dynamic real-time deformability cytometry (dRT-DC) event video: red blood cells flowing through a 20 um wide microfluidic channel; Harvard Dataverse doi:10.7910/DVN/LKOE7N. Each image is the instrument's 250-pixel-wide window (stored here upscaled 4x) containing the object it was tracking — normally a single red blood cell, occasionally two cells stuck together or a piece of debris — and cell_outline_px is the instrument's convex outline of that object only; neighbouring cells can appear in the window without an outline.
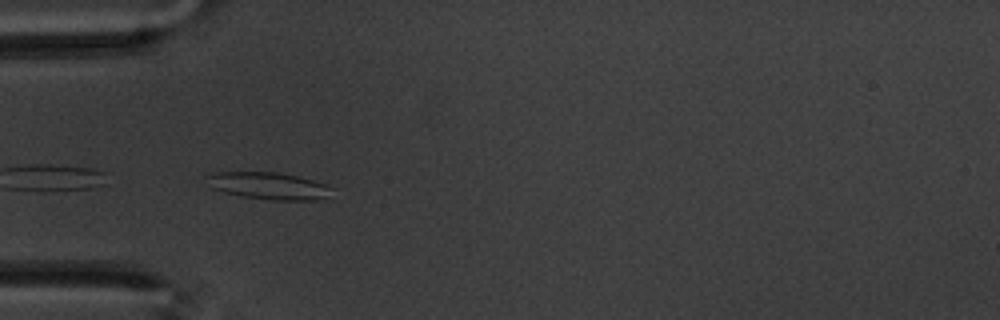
{"species": "common noctule bat (a hibernating species)", "species_latin": "Nyctalus noctula", "temperature_condition": "warm", "stored_images_in_passage": 6, "camera_frame_rate_fps": 3000, "um_per_image_px": 0.085, "animal": {"sex": "male", "body_mass_g": 20.1, "forearm_length_mm": 53.5}, "frame": {"image": 1, "passage_image": 1, "time_ms": 0.0, "image_size_px": [1000, 320], "cell_outline_px": [[336, 188], [328, 196], [320, 200], [272, 200], [244, 196], [224, 192], [212, 188], [204, 176], [212, 172], [276, 172], [296, 176], [312, 180]], "centroid_in_image_um": [22.85, 15.79], "position_along_channel_um": 62.2, "area_um2": 19.77}}
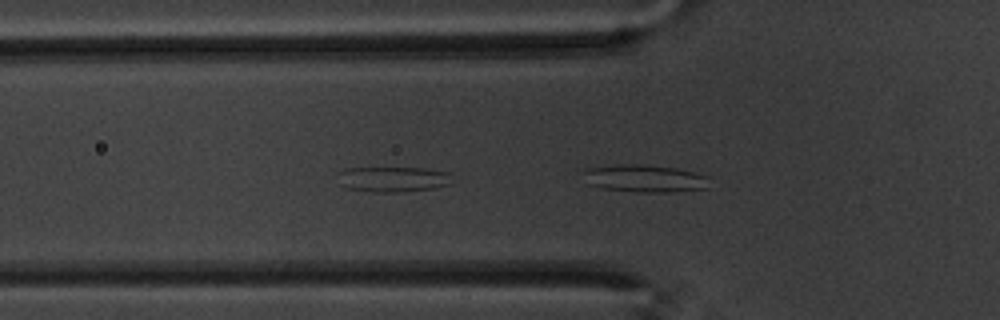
{"frame": {"image": 2, "passage_image": 2, "time_ms": 0.333, "image_size_px": [1000, 320], "cell_outline_px": [[448, 184], [432, 188], [396, 192], [372, 192], [344, 188], [340, 184], [336, 172], [344, 168], [424, 168], [448, 172]], "centroid_in_image_um": [33.26, 15.23], "position_along_channel_um": 92.5, "area_um2": 16.76}}